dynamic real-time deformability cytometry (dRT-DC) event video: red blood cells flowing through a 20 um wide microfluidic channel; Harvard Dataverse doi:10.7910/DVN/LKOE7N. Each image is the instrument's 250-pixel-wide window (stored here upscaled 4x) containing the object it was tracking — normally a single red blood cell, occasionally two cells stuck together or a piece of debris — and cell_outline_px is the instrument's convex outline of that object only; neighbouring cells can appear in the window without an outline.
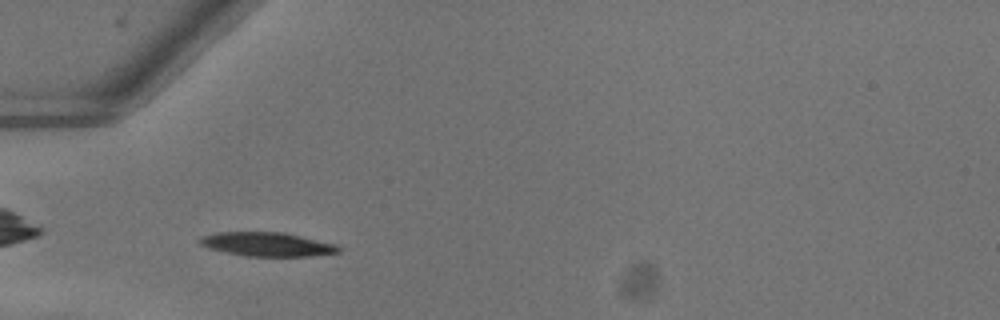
{"species": "common noctule bat (a hibernating species)", "species_latin": "Nyctalus noctula", "temperature_condition": "warm", "stored_images_in_passage": 38, "camera_frame_rate_fps": 3000, "um_per_image_px": 0.085, "animal": {"sex": "female"}, "frame": {"image": 1, "passage_image": 3, "time_ms": 0.667, "image_size_px": [1000, 320], "cell_outline_px": [[340, 252], [308, 256], [244, 256], [208, 248], [200, 244], [200, 240], [204, 236], [216, 232], [284, 232], [336, 244], [340, 248]], "centroid_in_image_um": [22.72, 20.76], "position_along_channel_um": 62.3, "area_um2": 19.19}}
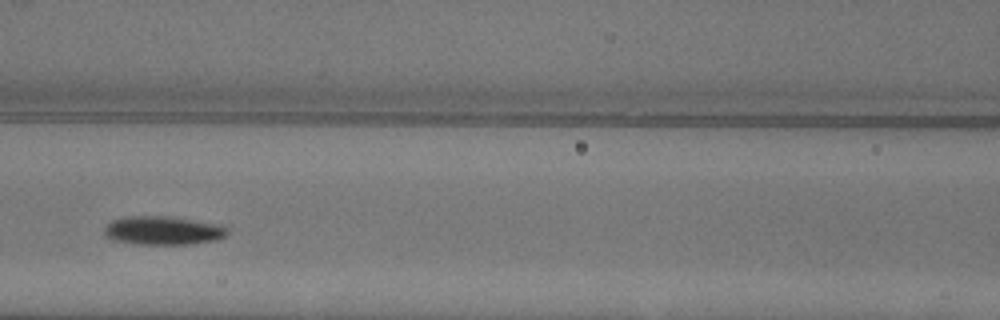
{"frame": {"image": 2, "passage_image": 10, "time_ms": 3.0, "image_size_px": [1000, 320], "cell_outline_px": [[228, 232], [224, 236], [216, 240], [192, 244], [136, 244], [112, 240], [104, 236], [104, 228], [112, 220], [128, 216], [168, 216], [220, 224], [228, 228]], "centroid_in_image_um": [13.84, 19.59], "position_along_channel_um": 152.8, "area_um2": 20.63}}
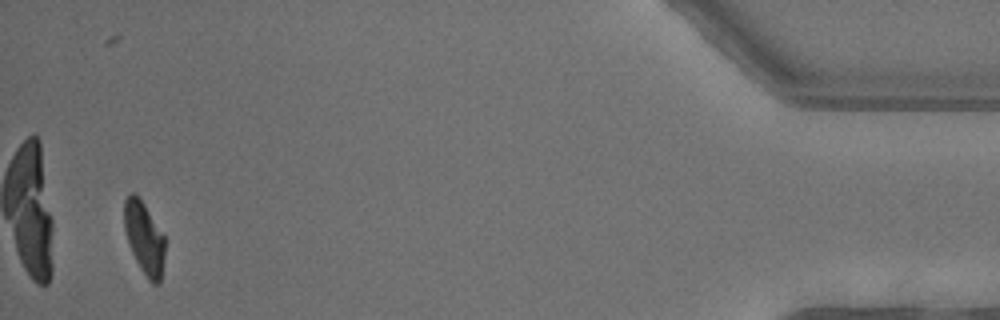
{"frame": {"image": 3, "passage_image": 36, "time_ms": 11.667, "image_size_px": [1000, 320], "cell_outline_px": [[164, 256], [160, 284], [152, 284], [148, 280], [140, 268], [132, 252], [124, 228], [124, 200], [132, 192], [136, 192], [144, 204], [164, 236]], "centroid_in_image_um": [12.25, 20.23], "position_along_channel_um": 422.9, "area_um2": 16.99}, "authors_computed_cell_mechanics": {"area_um2": 19.5364, "velocity_mm_per_s": 4.0215, "shape_relaxation_time_tau1_ms": 3.9378, "shape_relaxation_time_tau2_ms": null, "deformation_change_tau1": 0.1761, "deformation_change_tau2": null}}